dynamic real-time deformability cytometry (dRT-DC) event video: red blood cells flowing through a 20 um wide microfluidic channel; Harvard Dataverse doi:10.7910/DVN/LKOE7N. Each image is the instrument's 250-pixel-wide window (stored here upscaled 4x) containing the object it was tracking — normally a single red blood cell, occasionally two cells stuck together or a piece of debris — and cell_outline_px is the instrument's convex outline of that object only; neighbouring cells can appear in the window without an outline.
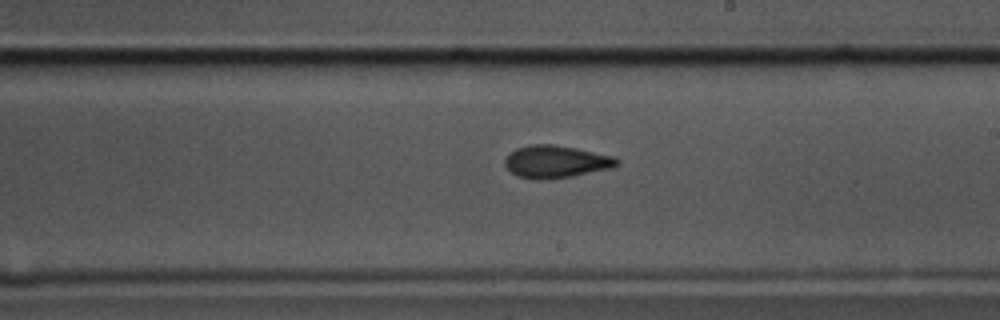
{"species": "common noctule bat (a hibernating species)", "species_latin": "Nyctalus noctula", "temperature_condition": "cold", "stored_images_in_passage": 58, "camera_frame_rate_fps": 3000, "um_per_image_px": 0.085, "animal": {"sex": "male", "body_mass_g": 17.5, "forearm_length_mm": 52.3}, "frame": {"image": 1, "passage_image": 33, "time_ms": 10.667, "image_size_px": [1000, 320], "cell_outline_px": [[620, 164], [612, 168], [572, 176], [516, 176], [504, 164], [504, 160], [508, 152], [516, 148], [532, 144], [552, 144], [576, 148], [612, 156], [620, 160]], "centroid_in_image_um": [47.28, 13.68], "position_along_channel_um": 241.7, "area_um2": 20.4}}
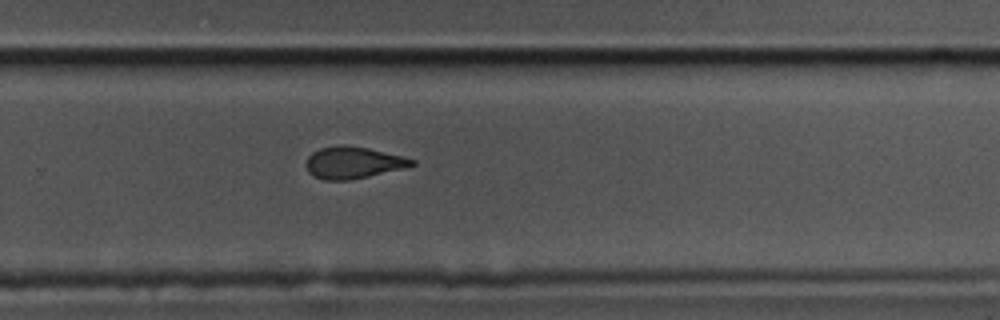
{"frame": {"image": 2, "passage_image": 38, "time_ms": 12.333, "image_size_px": [1000, 320], "cell_outline_px": [[416, 164], [408, 168], [348, 180], [324, 180], [312, 176], [308, 172], [304, 164], [308, 156], [312, 152], [320, 148], [340, 144], [344, 144], [368, 148], [416, 160]], "centroid_in_image_um": [29.99, 13.82], "position_along_channel_um": 299.8, "area_um2": 19.83}}
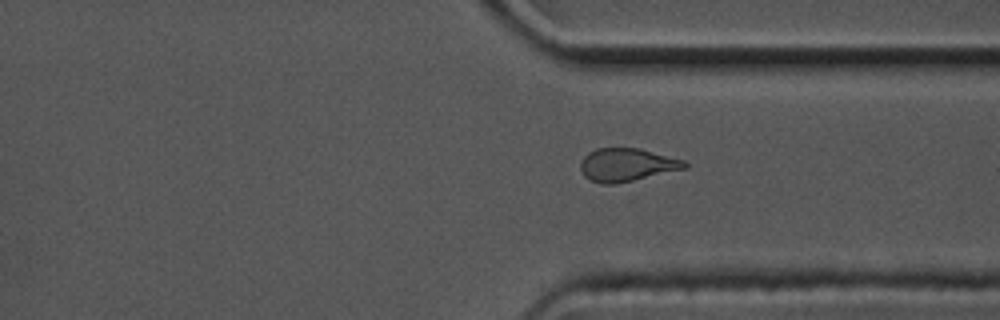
{"frame": {"image": 3, "passage_image": 43, "time_ms": 14.0, "image_size_px": [1000, 320], "cell_outline_px": [[688, 168], [632, 180], [612, 184], [600, 184], [588, 180], [584, 176], [580, 168], [580, 164], [584, 156], [588, 152], [596, 148], [640, 148], [684, 160], [688, 164]], "centroid_in_image_um": [53.26, 14.01], "position_along_channel_um": 358.1, "area_um2": 20.11}, "authors_computed_cell_mechanics": {"area_um2": 20.6924, "velocity_mm_per_s": 3.4832, "shape_relaxation_time_tau1_ms": 7.5245, "shape_relaxation_time_tau2_ms": 3.888, "deformation_change_tau1": 0.1622, "deformation_change_tau2": 0.108}}